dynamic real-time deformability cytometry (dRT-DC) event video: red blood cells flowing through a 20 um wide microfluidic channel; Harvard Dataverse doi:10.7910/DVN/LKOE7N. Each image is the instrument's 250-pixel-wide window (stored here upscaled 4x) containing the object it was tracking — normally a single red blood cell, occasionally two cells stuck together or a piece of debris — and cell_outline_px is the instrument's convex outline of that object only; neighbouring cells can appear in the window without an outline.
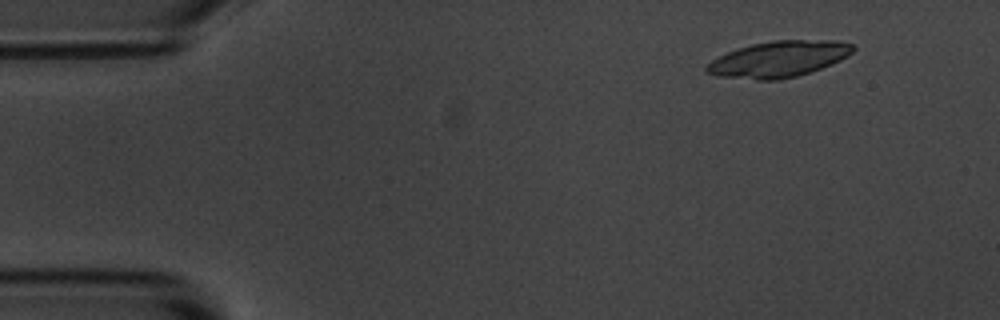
{"species": "common noctule bat (a hibernating species)", "species_latin": "Nyctalus noctula", "temperature_condition": "room temperature", "stored_images_in_passage": 4, "camera_frame_rate_fps": 3000, "um_per_image_px": 0.085, "animal": {"sex": "male", "body_mass_g": 20.1, "forearm_length_mm": 53.5}, "frame": {"image": 1, "passage_image": 2, "time_ms": 1.333, "image_size_px": [1000, 320], "cell_outline_px": [[856, 48], [848, 56], [832, 64], [796, 76], [780, 80], [756, 80], [720, 76], [704, 72], [704, 68], [712, 60], [728, 52], [752, 44], [772, 40], [836, 40], [852, 44]], "centroid_in_image_um": [66.2, 5.02], "position_along_channel_um": 18.8, "area_um2": 30.63}}